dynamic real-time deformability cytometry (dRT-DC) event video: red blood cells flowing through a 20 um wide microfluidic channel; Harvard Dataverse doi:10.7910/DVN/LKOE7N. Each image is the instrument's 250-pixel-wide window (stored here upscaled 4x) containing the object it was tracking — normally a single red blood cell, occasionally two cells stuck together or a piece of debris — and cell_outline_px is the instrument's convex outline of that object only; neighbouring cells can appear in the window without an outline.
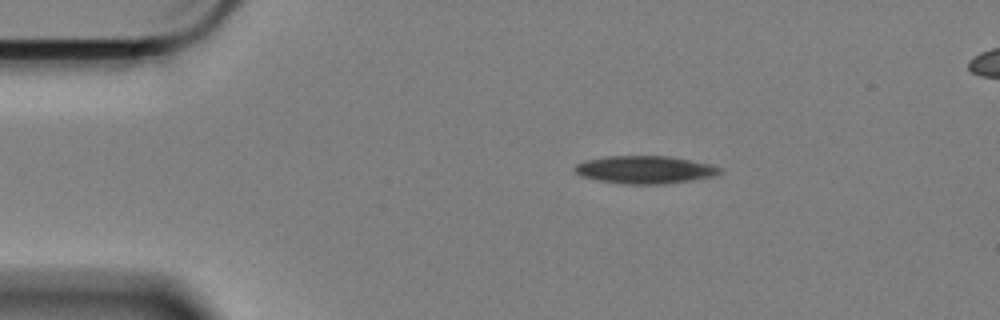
{"species": "Egyptian fruit bat (a non-hibernating species)", "species_latin": "Rousettus aegyptiacus", "temperature_condition": "cold", "stored_images_in_passage": 50, "segment_of_instrument_passage": [1, 2], "camera_frame_rate_fps": 3000, "um_per_image_px": 0.085, "animal": {"sex": "female"}, "frame": {"image": 1, "passage_image": 1, "time_ms": 0.0, "image_size_px": [1000, 320], "cell_outline_px": [[724, 172], [716, 176], [664, 184], [624, 184], [600, 180], [580, 176], [572, 168], [576, 164], [584, 160], [608, 156], [672, 156], [712, 164], [720, 168]], "centroid_in_image_um": [54.84, 14.42], "position_along_channel_um": 30.2, "area_um2": 23.64}}
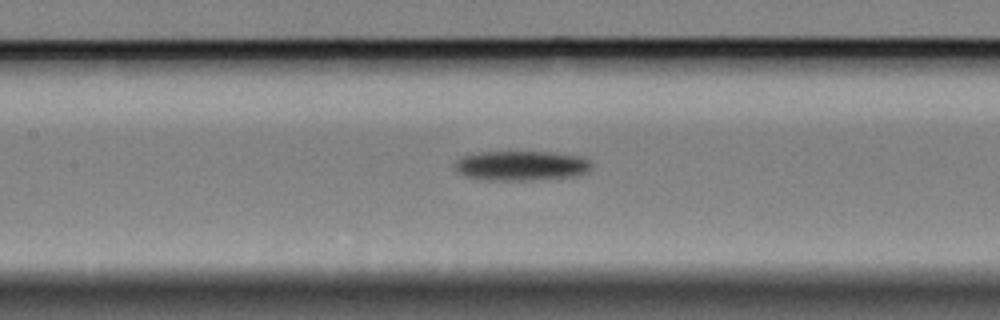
{"frame": {"image": 2, "passage_image": 17, "time_ms": 5.333, "image_size_px": [1000, 320], "cell_outline_px": [[592, 168], [588, 172], [576, 176], [532, 180], [484, 180], [464, 176], [456, 172], [452, 164], [456, 160], [464, 156], [480, 152], [548, 152], [580, 156], [592, 160]], "centroid_in_image_um": [44.31, 14.09], "position_along_channel_um": 163.1, "area_um2": 24.04}}
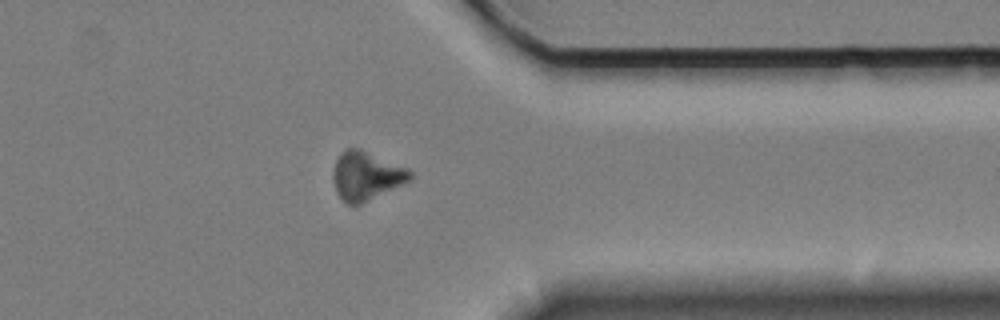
{"frame": {"image": 3, "passage_image": 37, "time_ms": 12.0, "image_size_px": [1000, 320], "cell_outline_px": [[412, 180], [360, 204], [348, 204], [336, 192], [332, 180], [332, 172], [336, 160], [340, 152], [348, 148], [360, 148], [408, 168], [412, 172]], "centroid_in_image_um": [31.12, 14.92], "position_along_channel_um": 380.3, "area_um2": 21.85}}